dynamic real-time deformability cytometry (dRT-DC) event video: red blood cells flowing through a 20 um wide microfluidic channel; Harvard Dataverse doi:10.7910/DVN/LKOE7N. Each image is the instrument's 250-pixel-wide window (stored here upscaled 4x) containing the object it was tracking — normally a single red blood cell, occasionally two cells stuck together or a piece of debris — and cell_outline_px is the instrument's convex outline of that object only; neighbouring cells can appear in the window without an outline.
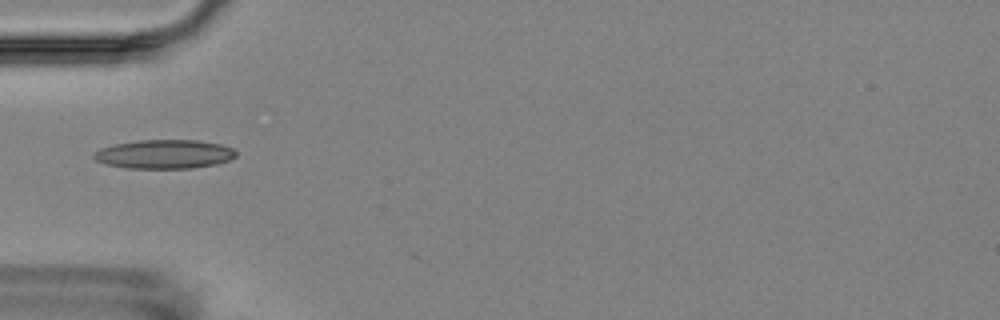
{"species": "Egyptian fruit bat (a non-hibernating species)", "species_latin": "Rousettus aegyptiacus", "temperature_condition": "room temperature", "stored_images_in_passage": 4, "camera_frame_rate_fps": 3000, "um_per_image_px": 0.085, "animal": {"sex": "female"}, "frame": {"image": 1, "passage_image": 2, "time_ms": 1.0, "image_size_px": [1000, 320], "cell_outline_px": [[236, 156], [228, 160], [216, 164], [192, 168], [128, 168], [104, 164], [96, 160], [92, 156], [100, 148], [116, 144], [140, 140], [200, 140], [220, 144], [232, 148], [236, 152]], "centroid_in_image_um": [13.97, 13.1], "position_along_channel_um": 71.0, "area_um2": 23.87}}
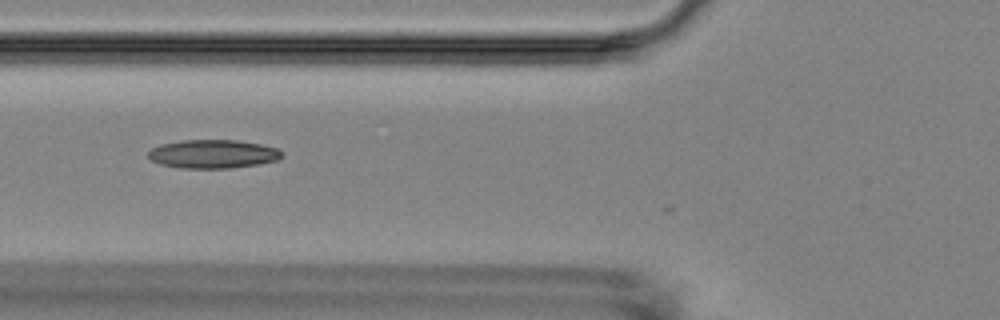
{"frame": {"image": 2, "passage_image": 3, "time_ms": 2.0, "image_size_px": [1000, 320], "cell_outline_px": [[284, 156], [280, 160], [256, 164], [228, 168], [180, 168], [160, 164], [152, 160], [148, 156], [148, 152], [152, 148], [160, 144], [184, 140], [236, 140], [260, 144], [276, 148], [284, 152]], "centroid_in_image_um": [18.12, 13.09], "position_along_channel_um": 107.7, "area_um2": 22.25}}